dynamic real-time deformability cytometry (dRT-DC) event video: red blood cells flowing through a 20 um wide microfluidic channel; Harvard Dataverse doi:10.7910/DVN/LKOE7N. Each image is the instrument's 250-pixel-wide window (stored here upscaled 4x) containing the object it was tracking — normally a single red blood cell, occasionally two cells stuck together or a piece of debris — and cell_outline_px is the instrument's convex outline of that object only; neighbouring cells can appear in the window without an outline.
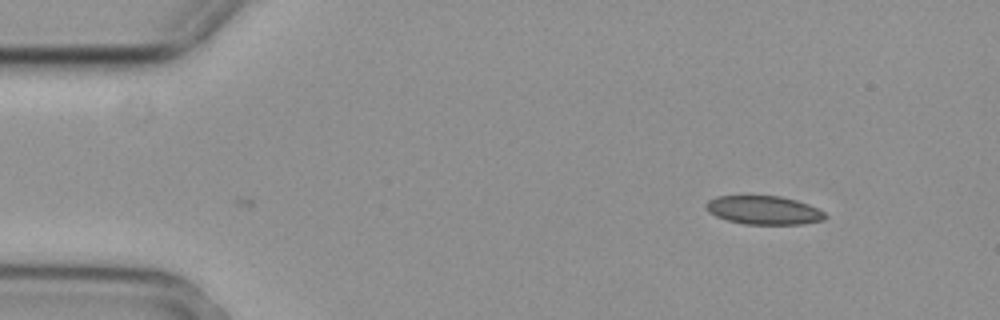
{"species": "common noctule bat (a hibernating species)", "species_latin": "Nyctalus noctula", "temperature_condition": "cold", "stored_images_in_passage": 3, "camera_frame_rate_fps": 3000, "um_per_image_px": 0.085, "animal": {"sex": "female", "body_mass_g": 29.2, "forearm_length_mm": 56.3}, "frame": {"image": 1, "passage_image": 3, "time_ms": 0.667, "image_size_px": [1000, 320], "cell_outline_px": [[828, 216], [824, 220], [804, 224], [744, 224], [728, 220], [716, 216], [708, 212], [704, 208], [704, 204], [708, 200], [716, 196], [780, 196], [796, 200], [808, 204], [824, 212]], "centroid_in_image_um": [64.9, 17.86], "position_along_channel_um": 20.1, "area_um2": 19.94}}